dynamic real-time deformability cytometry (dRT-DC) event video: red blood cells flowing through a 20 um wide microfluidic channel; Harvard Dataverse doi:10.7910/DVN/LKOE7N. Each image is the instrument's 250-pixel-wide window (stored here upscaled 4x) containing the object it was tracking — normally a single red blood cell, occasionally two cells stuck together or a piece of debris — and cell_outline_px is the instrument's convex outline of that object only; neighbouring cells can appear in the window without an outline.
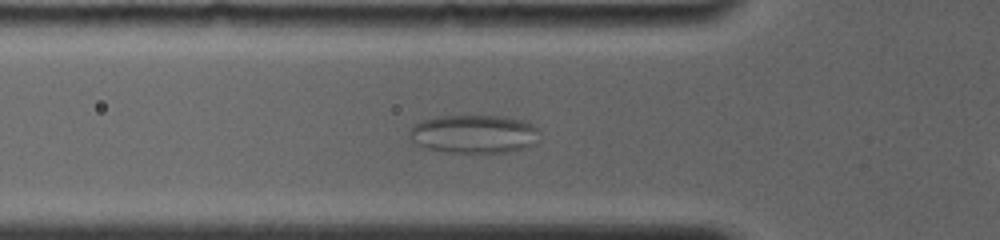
{"species": "common noctule bat (a hibernating species)", "species_latin": "Nyctalus noctula", "temperature_condition": "room temperature", "stored_images_in_passage": 7, "segment_of_instrument_passage": [1, 2], "camera_frame_rate_fps": 4000, "um_per_image_px": 0.085, "animal": {"sex": "female", "body_mass_g": 19.0, "forearm_length_mm": 56.7}, "frame": {"image": 1, "passage_image": 6, "time_ms": 3.5, "image_size_px": [1000, 240], "cell_outline_px": [[540, 140], [536, 144], [528, 148], [508, 152], [448, 152], [428, 148], [416, 144], [408, 136], [408, 132], [420, 120], [436, 116], [504, 116], [520, 120], [532, 124], [540, 128]], "centroid_in_image_um": [40.35, 11.39], "position_along_channel_um": 85.4, "area_um2": 29.48}}